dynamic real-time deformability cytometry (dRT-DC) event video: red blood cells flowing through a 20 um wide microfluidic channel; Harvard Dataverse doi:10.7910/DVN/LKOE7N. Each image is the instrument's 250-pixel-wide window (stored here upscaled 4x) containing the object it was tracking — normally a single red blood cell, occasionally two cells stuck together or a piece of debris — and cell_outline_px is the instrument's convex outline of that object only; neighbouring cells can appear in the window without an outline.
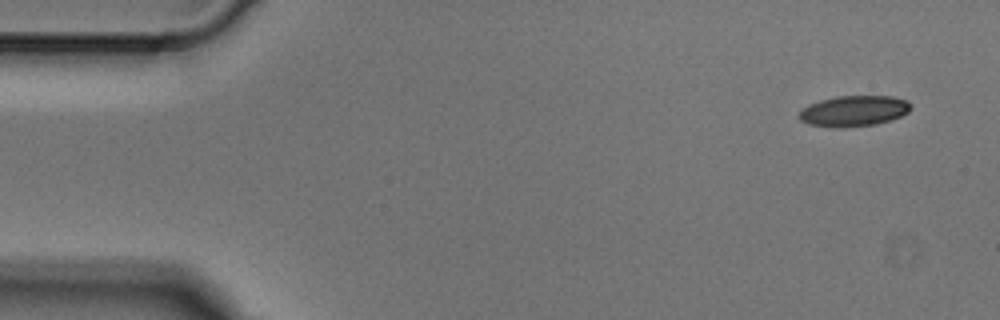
{"species": "Egyptian fruit bat (a non-hibernating species)", "species_latin": "Rousettus aegyptiacus", "temperature_condition": "cold", "stored_images_in_passage": 4, "camera_frame_rate_fps": 3000, "um_per_image_px": 0.085, "animal": {"sex": "male"}, "frame": {"image": 1, "passage_image": 1, "time_ms": 0.0, "image_size_px": [1000, 320], "cell_outline_px": [[912, 108], [908, 112], [900, 116], [876, 124], [836, 128], [808, 124], [800, 120], [796, 116], [808, 104], [820, 100], [836, 96], [892, 96], [908, 100], [912, 104]], "centroid_in_image_um": [72.57, 9.42], "position_along_channel_um": 12.4, "area_um2": 20.11}}